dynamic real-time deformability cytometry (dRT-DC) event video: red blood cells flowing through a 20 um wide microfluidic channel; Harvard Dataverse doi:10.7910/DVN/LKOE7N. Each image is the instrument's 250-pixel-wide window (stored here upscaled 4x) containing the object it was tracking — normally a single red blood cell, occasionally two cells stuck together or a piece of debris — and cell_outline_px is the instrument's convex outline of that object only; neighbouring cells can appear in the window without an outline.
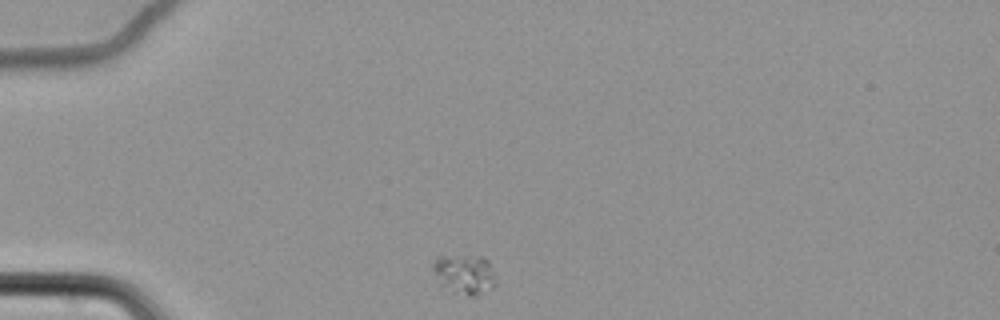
{"species": "common noctule bat (a hibernating species)", "species_latin": "Nyctalus noctula", "temperature_condition": "cold", "stored_images_in_passage": 39, "camera_frame_rate_fps": 3000, "um_per_image_px": 0.085, "animal": {"sex": "female", "body_mass_g": 22.7, "forearm_length_mm": 54.2}, "frame": {"image": 1, "passage_image": 1, "time_ms": 0.0, "image_size_px": [1000, 320], "cell_outline_px": [[496, 284], [492, 288], [476, 296], [468, 296], [452, 292], [440, 284], [432, 268], [432, 264], [436, 256], [484, 256], [488, 260], [496, 276]], "centroid_in_image_um": [39.5, 23.31], "position_along_channel_um": 45.5, "area_um2": 14.8}}
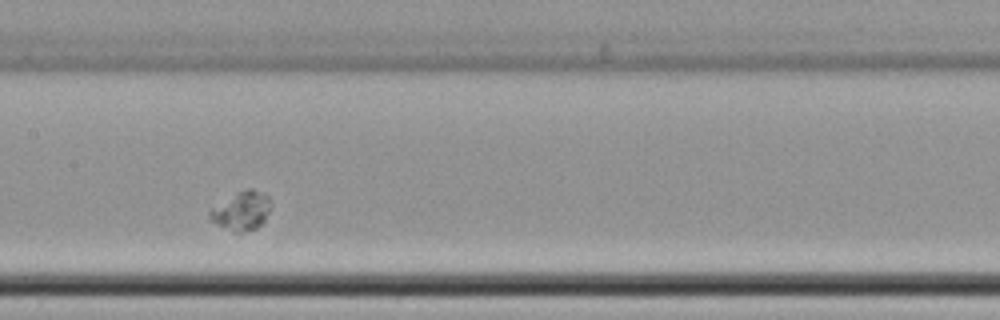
{"frame": {"image": 2, "passage_image": 17, "time_ms": 5.333, "image_size_px": [1000, 320], "cell_outline_px": [[272, 204], [264, 220], [256, 228], [240, 232], [236, 232], [212, 220], [208, 216], [208, 212], [212, 208], [236, 192], [248, 188], [252, 188], [264, 192], [268, 196]], "centroid_in_image_um": [20.57, 17.87], "position_along_channel_um": 186.8, "area_um2": 13.47}}
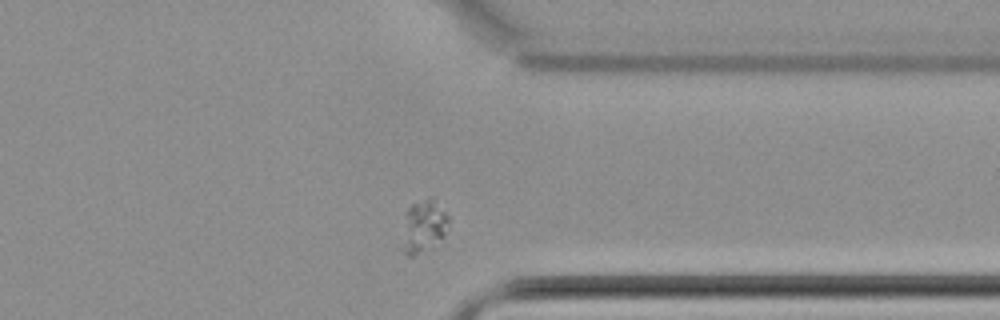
{"frame": {"image": 3, "passage_image": 34, "time_ms": 11.0, "image_size_px": [1000, 320], "cell_outline_px": [[448, 224], [444, 236], [432, 248], [412, 256], [408, 256], [404, 252], [404, 248], [408, 208], [412, 204], [428, 196], [436, 196], [448, 216]], "centroid_in_image_um": [36.1, 19.17], "position_along_channel_um": 375.3, "area_um2": 13.93}}